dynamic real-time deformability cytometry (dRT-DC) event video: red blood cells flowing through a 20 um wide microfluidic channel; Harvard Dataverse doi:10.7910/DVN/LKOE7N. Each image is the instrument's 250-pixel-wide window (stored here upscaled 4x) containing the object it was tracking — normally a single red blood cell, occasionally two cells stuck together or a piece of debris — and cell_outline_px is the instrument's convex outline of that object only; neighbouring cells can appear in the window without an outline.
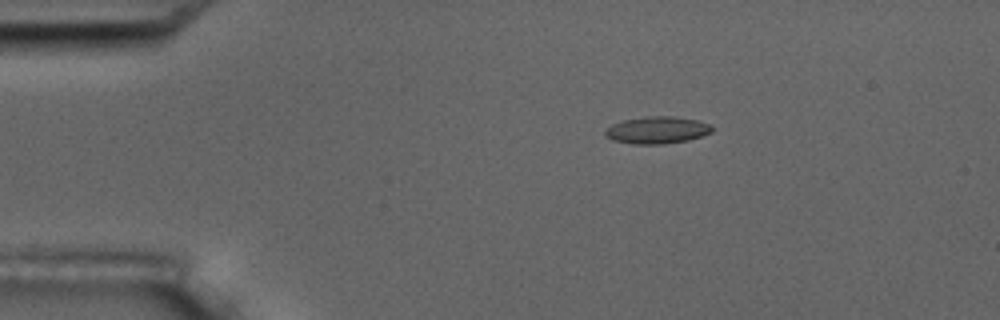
{"species": "common noctule bat (a hibernating species)", "species_latin": "Nyctalus noctula", "temperature_condition": "room temperature", "stored_images_in_passage": 4, "camera_frame_rate_fps": 3000, "um_per_image_px": 0.085, "animal": {"sex": "male", "body_mass_g": 17.5, "forearm_length_mm": 52.3}, "frame": {"image": 1, "passage_image": 1, "time_ms": 0.0, "image_size_px": [1000, 320], "cell_outline_px": [[716, 128], [712, 132], [688, 140], [664, 144], [632, 144], [612, 140], [604, 136], [604, 132], [612, 124], [624, 120], [644, 116], [672, 116], [696, 120], [708, 124]], "centroid_in_image_um": [55.84, 11.06], "position_along_channel_um": 29.2, "area_um2": 16.94}}
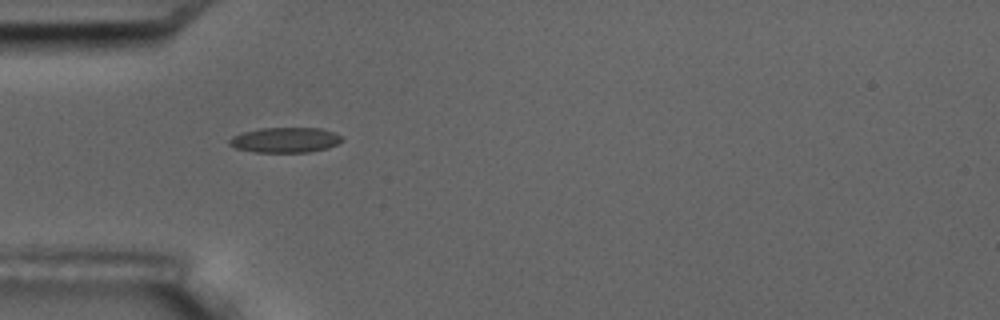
{"frame": {"image": 2, "passage_image": 3, "time_ms": 2.333, "image_size_px": [1000, 320], "cell_outline_px": [[344, 140], [328, 148], [308, 152], [256, 152], [236, 148], [228, 144], [228, 140], [232, 136], [244, 132], [260, 128], [320, 128], [344, 136]], "centroid_in_image_um": [24.25, 11.9], "position_along_channel_um": 60.7, "area_um2": 16.53}}